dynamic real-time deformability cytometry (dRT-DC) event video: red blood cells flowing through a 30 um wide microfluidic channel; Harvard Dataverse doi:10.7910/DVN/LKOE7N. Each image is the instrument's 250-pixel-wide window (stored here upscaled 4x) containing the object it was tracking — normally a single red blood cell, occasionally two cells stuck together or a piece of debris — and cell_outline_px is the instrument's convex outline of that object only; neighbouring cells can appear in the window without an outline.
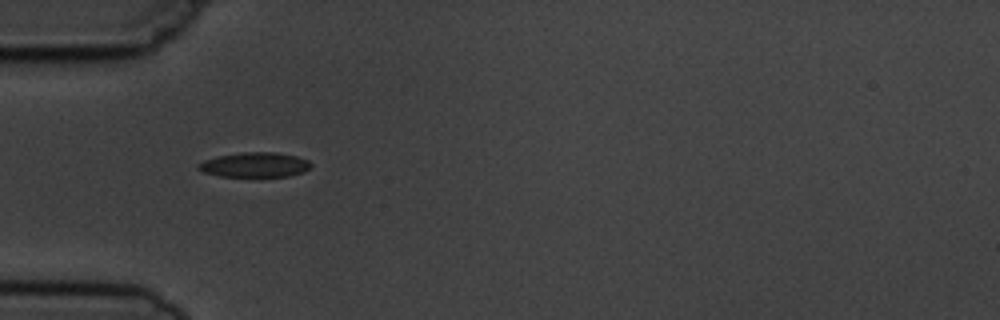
{"species": "common noctule bat (a hibernating species)", "species_latin": "Nyctalus noctula", "temperature_condition": "cold", "stored_images_in_passage": 5, "camera_frame_rate_fps": 3000, "um_per_image_px": 0.085, "animal": {"sex": "male", "body_mass_g": 19.5, "forearm_length_mm": 54.6}, "frame": {"image": 1, "passage_image": 4, "time_ms": 4.333, "image_size_px": [1000, 320], "cell_outline_px": [[312, 164], [304, 172], [288, 176], [220, 176], [204, 172], [196, 168], [196, 164], [204, 160], [216, 156], [244, 152], [276, 152], [296, 156], [308, 160]], "centroid_in_image_um": [21.63, 14.0], "position_along_channel_um": 63.4, "area_um2": 16.24}}
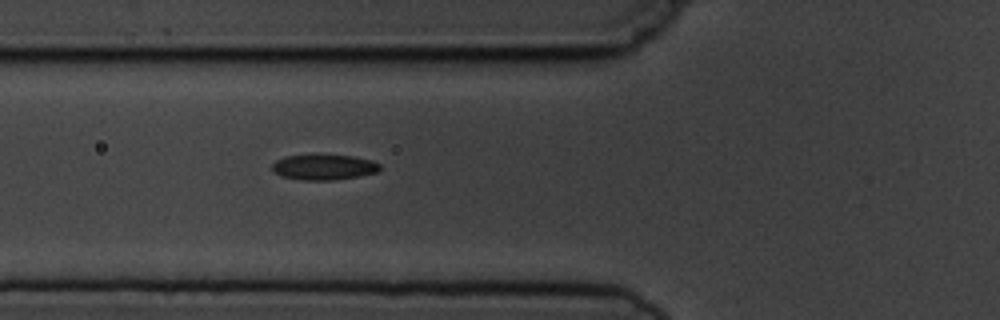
{"frame": {"image": 2, "passage_image": 5, "time_ms": 5.333, "image_size_px": [1000, 320], "cell_outline_px": [[380, 168], [376, 172], [360, 176], [332, 180], [300, 180], [284, 176], [276, 172], [272, 168], [272, 164], [276, 160], [284, 156], [352, 156], [372, 160], [380, 164]], "centroid_in_image_um": [27.55, 14.22], "position_along_channel_um": 98.3, "area_um2": 15.55}}